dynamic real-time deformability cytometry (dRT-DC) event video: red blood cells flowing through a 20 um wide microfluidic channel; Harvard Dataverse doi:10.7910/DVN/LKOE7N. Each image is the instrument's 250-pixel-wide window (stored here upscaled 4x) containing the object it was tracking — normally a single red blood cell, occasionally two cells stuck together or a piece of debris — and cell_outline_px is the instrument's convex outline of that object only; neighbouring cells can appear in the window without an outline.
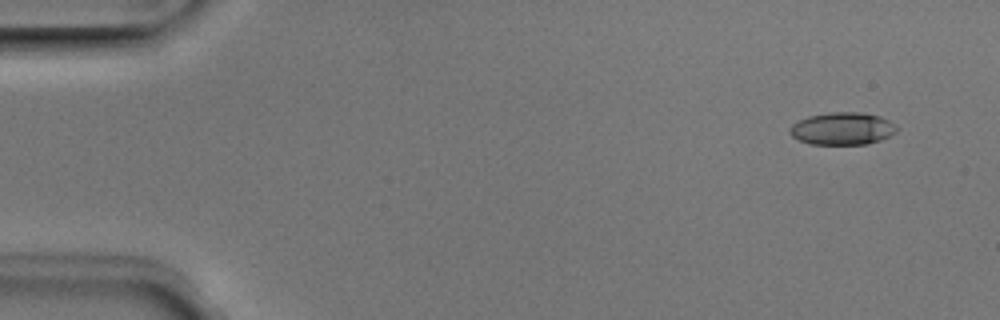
{"species": "Egyptian fruit bat (a non-hibernating species)", "species_latin": "Rousettus aegyptiacus", "temperature_condition": "room temperature", "stored_images_in_passage": 4, "camera_frame_rate_fps": 3000, "um_per_image_px": 0.085, "animal": {"sex": "male"}, "frame": {"image": 1, "passage_image": 1, "time_ms": 0.0, "image_size_px": [1000, 320], "cell_outline_px": [[900, 128], [896, 132], [880, 140], [868, 144], [812, 144], [800, 140], [792, 136], [788, 132], [788, 128], [792, 124], [808, 116], [828, 112], [864, 112], [880, 116], [888, 120]], "centroid_in_image_um": [71.61, 10.92], "position_along_channel_um": 13.4, "area_um2": 20.35}}
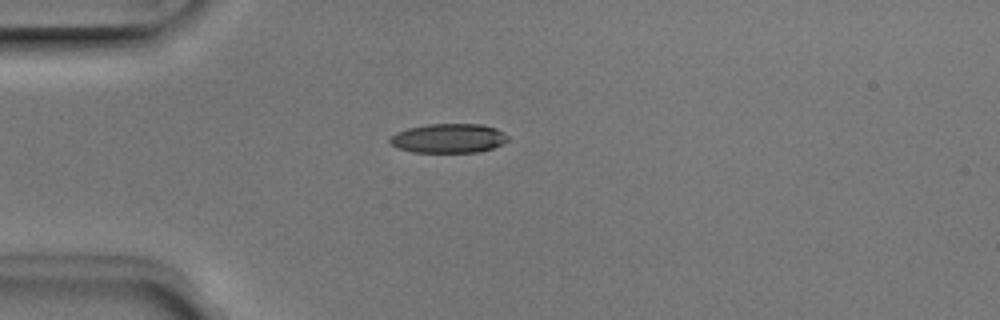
{"frame": {"image": 2, "passage_image": 4, "time_ms": 1.0, "image_size_px": [1000, 320], "cell_outline_px": [[508, 140], [492, 148], [480, 152], [412, 152], [396, 148], [388, 140], [396, 132], [408, 128], [428, 124], [480, 124], [496, 128], [508, 136]], "centroid_in_image_um": [38.1, 11.75], "position_along_channel_um": 46.9, "area_um2": 20.06}}